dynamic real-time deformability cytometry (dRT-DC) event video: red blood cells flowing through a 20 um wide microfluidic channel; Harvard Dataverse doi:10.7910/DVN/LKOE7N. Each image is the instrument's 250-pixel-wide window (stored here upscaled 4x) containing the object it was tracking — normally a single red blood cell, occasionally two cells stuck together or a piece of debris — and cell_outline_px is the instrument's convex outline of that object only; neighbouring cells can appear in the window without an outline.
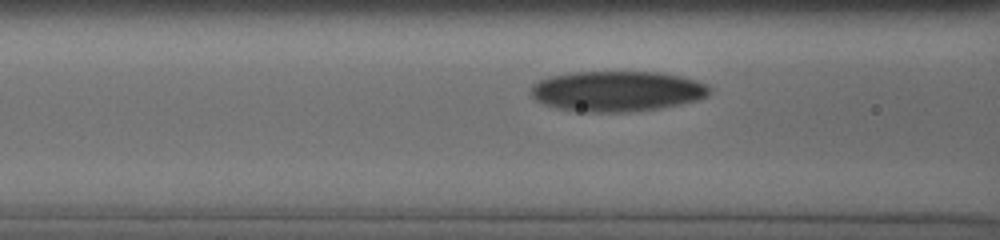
{"species": "human", "species_latin": "Homo sapiens", "temperature_condition": "cold", "stored_images_in_passage": 26, "camera_frame_rate_fps": 3000, "um_per_image_px": 0.085, "donor": {"sex": "male"}, "frame": {"image": 1, "passage_image": 5, "time_ms": 2.0, "image_size_px": [1000, 240], "cell_outline_px": [[712, 88], [708, 96], [696, 100], [680, 104], [660, 108], [624, 112], [576, 112], [556, 108], [544, 104], [536, 100], [532, 96], [532, 84], [536, 80], [548, 76], [568, 72], [660, 72], [680, 76], [696, 80], [708, 84]], "centroid_in_image_um": [52.42, 7.75], "position_along_channel_um": 114.2, "area_um2": 42.54}}
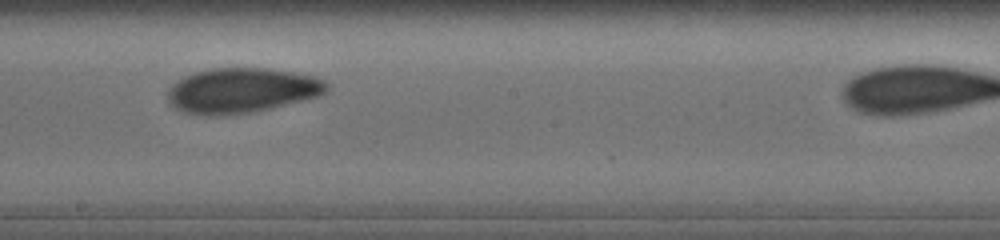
{"frame": {"image": 2, "passage_image": 13, "time_ms": 5.0, "image_size_px": [1000, 240], "cell_outline_px": [[328, 88], [324, 92], [316, 96], [268, 108], [248, 112], [208, 116], [184, 112], [176, 108], [168, 100], [168, 88], [176, 80], [184, 76], [196, 72], [212, 68], [268, 68], [292, 72], [312, 76], [324, 80], [328, 84]], "centroid_in_image_um": [20.48, 7.67], "position_along_channel_um": 227.7, "area_um2": 41.04}}
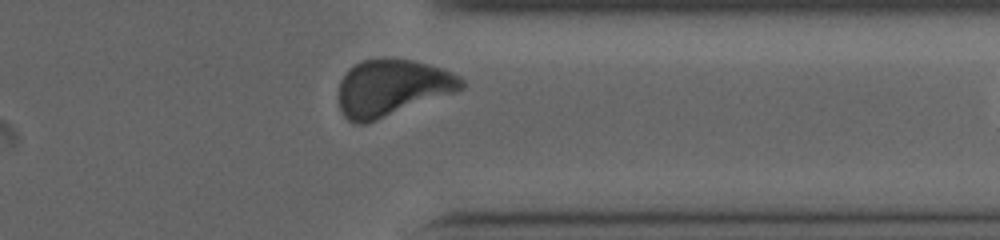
{"frame": {"image": 3, "passage_image": 24, "time_ms": 9.0, "image_size_px": [1000, 240], "cell_outline_px": [[464, 88], [456, 92], [376, 120], [364, 124], [360, 124], [348, 120], [344, 116], [340, 108], [340, 80], [348, 68], [364, 60], [412, 60], [428, 64], [440, 68], [460, 76], [464, 80]], "centroid_in_image_um": [33.33, 7.47], "position_along_channel_um": 378.1, "area_um2": 39.82}, "authors_computed_cell_mechanics": {"area_um2": 40.7779, "velocity_mm_per_s": 3.7783, "shape_relaxation_time_tau1_ms": 4.1584, "shape_relaxation_time_tau2_ms": 2.8613, "deformation_change_tau1": 0.1116, "deformation_change_tau2": 0.072}}